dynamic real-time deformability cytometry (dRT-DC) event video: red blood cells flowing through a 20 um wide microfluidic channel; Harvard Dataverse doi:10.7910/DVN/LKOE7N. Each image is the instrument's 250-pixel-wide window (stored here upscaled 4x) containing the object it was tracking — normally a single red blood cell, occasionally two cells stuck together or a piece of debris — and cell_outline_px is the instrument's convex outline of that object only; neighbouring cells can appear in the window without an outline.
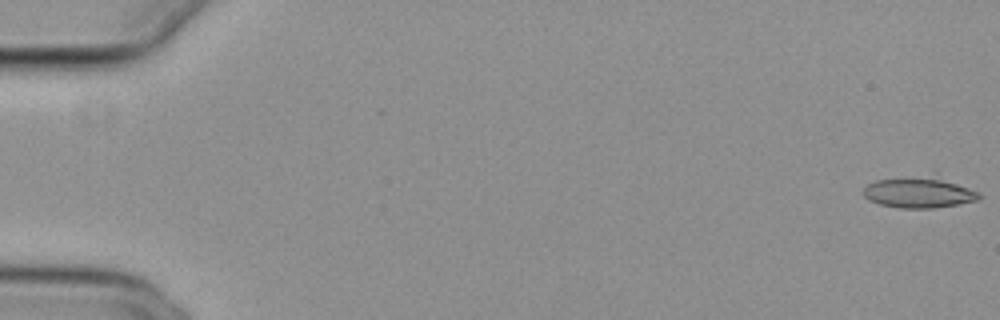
{"species": "common noctule bat (a hibernating species)", "species_latin": "Nyctalus noctula", "temperature_condition": "cold", "stored_images_in_passage": 56, "camera_frame_rate_fps": 3000, "um_per_image_px": 0.085, "animal": {"sex": "female", "body_mass_g": 29.2, "forearm_length_mm": 56.3}, "frame": {"image": 1, "passage_image": 1, "time_ms": 0.0, "image_size_px": [1000, 320], "cell_outline_px": [[980, 196], [976, 200], [956, 204], [932, 208], [900, 208], [880, 204], [868, 200], [864, 196], [864, 188], [868, 184], [876, 180], [936, 172], [976, 192]], "centroid_in_image_um": [78.1, 16.3], "position_along_channel_um": 6.9, "area_um2": 21.33}}
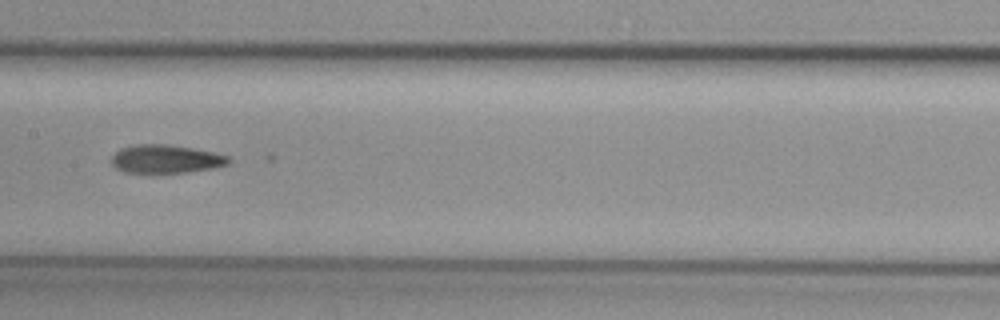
{"frame": {"image": 2, "passage_image": 29, "time_ms": 9.333, "image_size_px": [1000, 320], "cell_outline_px": [[232, 160], [228, 164], [212, 168], [188, 172], [152, 176], [124, 172], [116, 168], [112, 164], [112, 156], [120, 148], [136, 144], [164, 144], [192, 148], [212, 152], [228, 156]], "centroid_in_image_um": [14.05, 13.56], "position_along_channel_um": 193.4, "area_um2": 20.06}}
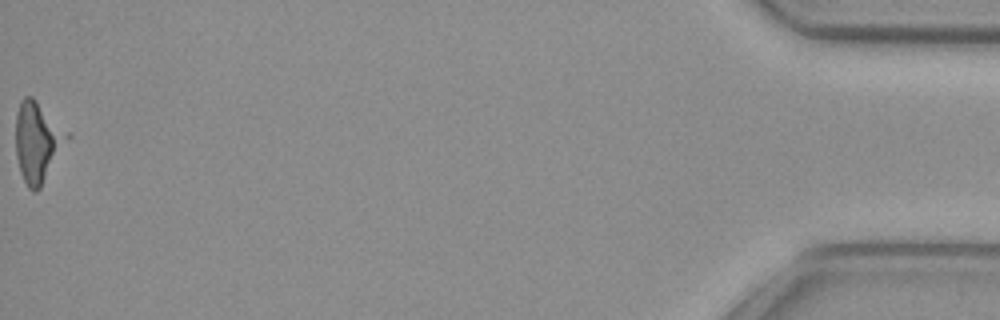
{"frame": {"image": 3, "passage_image": 56, "time_ms": 18.333, "image_size_px": [1000, 320], "cell_outline_px": [[60, 136], [40, 188], [36, 192], [32, 192], [28, 188], [20, 172], [16, 156], [16, 116], [20, 100], [24, 96], [32, 96], [36, 100]], "centroid_in_image_um": [2.9, 12.09], "position_along_channel_um": 432.3, "area_um2": 20.29}, "authors_computed_cell_mechanics": {"area_um2": 20.2878, "velocity_mm_per_s": 3.7704, "shape_relaxation_time_tau1_ms": null, "shape_relaxation_time_tau2_ms": 5.0813, "deformation_change_tau1": null, "deformation_change_tau2": 0.1199}}